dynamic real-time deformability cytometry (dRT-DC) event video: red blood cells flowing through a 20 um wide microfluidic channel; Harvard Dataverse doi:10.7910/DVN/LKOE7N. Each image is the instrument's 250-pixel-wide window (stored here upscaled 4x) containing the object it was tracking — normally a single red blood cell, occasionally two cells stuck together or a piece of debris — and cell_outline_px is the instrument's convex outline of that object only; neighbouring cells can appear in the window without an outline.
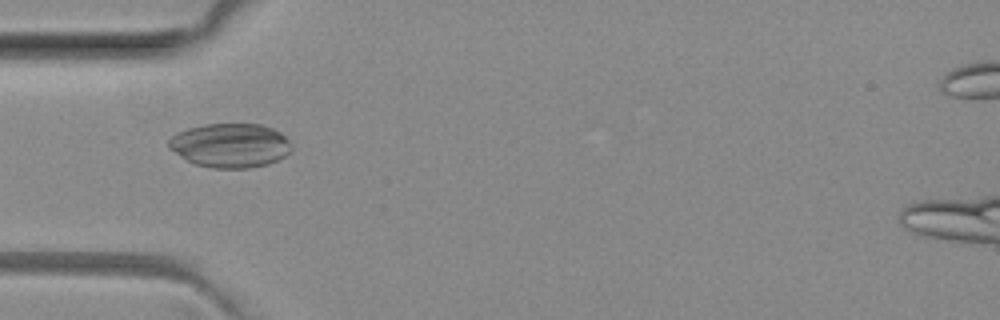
{"species": "common noctule bat (a hibernating species)", "species_latin": "Nyctalus noctula", "temperature_condition": "room temperature", "stored_images_in_passage": 51, "camera_frame_rate_fps": 3000, "um_per_image_px": 0.085, "animal": {"sex": "female", "body_mass_g": 29.2, "forearm_length_mm": 56.3}, "frame": {"image": 1, "passage_image": 16, "time_ms": 5.0, "image_size_px": [1000, 320], "cell_outline_px": [[292, 148], [284, 156], [268, 164], [248, 168], [212, 168], [196, 164], [180, 156], [168, 148], [168, 140], [176, 132], [188, 128], [204, 124], [260, 124], [272, 128], [280, 132], [292, 144]], "centroid_in_image_um": [19.55, 12.35], "position_along_channel_um": 65.4, "area_um2": 31.56}}
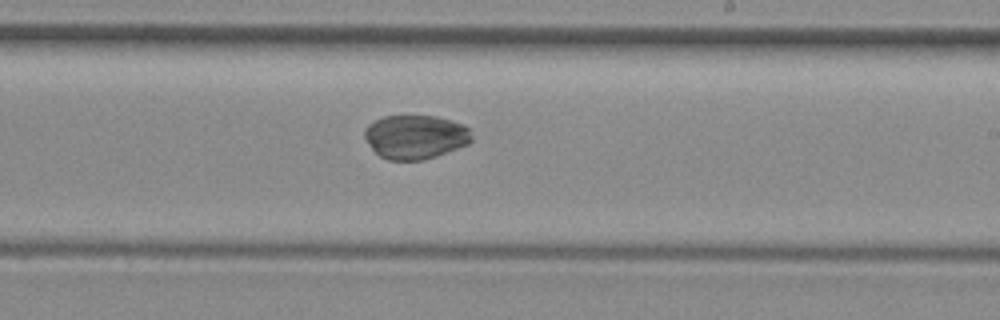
{"frame": {"image": 2, "passage_image": 30, "time_ms": 9.667, "image_size_px": [1000, 320], "cell_outline_px": [[472, 140], [468, 144], [436, 156], [424, 160], [388, 160], [380, 156], [368, 144], [364, 136], [364, 128], [368, 124], [384, 116], [436, 116], [452, 120], [464, 124], [468, 128], [472, 136]], "centroid_in_image_um": [35.31, 11.63], "position_along_channel_um": 253.7, "area_um2": 27.51}}
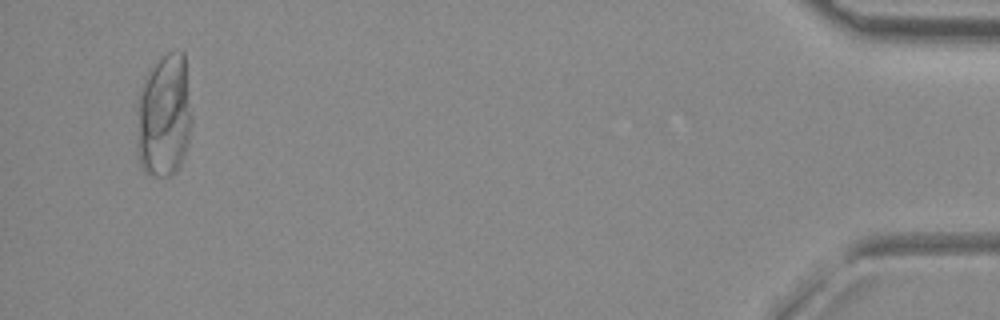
{"frame": {"image": 3, "passage_image": 49, "time_ms": 16.0, "image_size_px": [1000, 320], "cell_outline_px": [[192, 120], [188, 140], [180, 164], [176, 172], [172, 176], [152, 176], [144, 172], [140, 168], [136, 156], [136, 100], [156, 60], [160, 56], [168, 52], [184, 52]], "centroid_in_image_um": [13.9, 9.91], "position_along_channel_um": 421.3, "area_um2": 40.17}}